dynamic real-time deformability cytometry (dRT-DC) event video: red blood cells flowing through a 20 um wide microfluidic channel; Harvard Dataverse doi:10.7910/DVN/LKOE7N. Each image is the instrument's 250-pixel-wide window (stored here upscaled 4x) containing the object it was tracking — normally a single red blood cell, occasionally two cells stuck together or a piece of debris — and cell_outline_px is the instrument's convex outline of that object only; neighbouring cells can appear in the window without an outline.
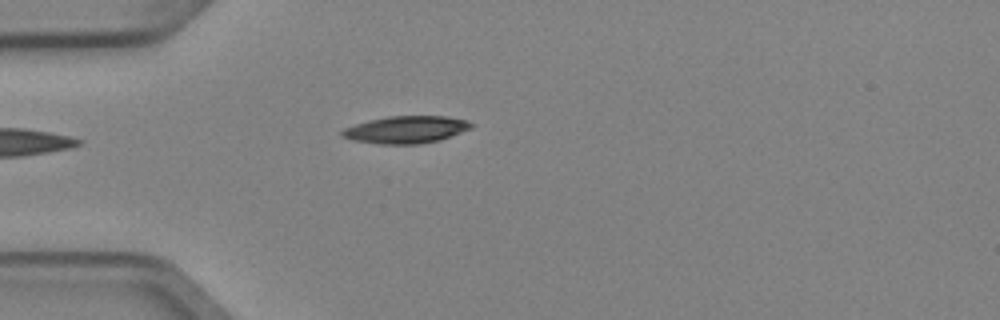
{"species": "Egyptian fruit bat (a non-hibernating species)", "species_latin": "Rousettus aegyptiacus", "temperature_condition": "cold", "stored_images_in_passage": 4, "camera_frame_rate_fps": 3000, "um_per_image_px": 0.085, "animal": {"sex": "female"}, "frame": {"image": 1, "passage_image": 4, "time_ms": 1.0, "image_size_px": [1000, 320], "cell_outline_px": [[472, 128], [440, 140], [420, 144], [380, 144], [352, 140], [344, 136], [340, 132], [344, 128], [368, 120], [388, 116], [444, 116], [464, 120], [472, 124]], "centroid_in_image_um": [34.5, 11.02], "position_along_channel_um": 50.5, "area_um2": 20.35}}